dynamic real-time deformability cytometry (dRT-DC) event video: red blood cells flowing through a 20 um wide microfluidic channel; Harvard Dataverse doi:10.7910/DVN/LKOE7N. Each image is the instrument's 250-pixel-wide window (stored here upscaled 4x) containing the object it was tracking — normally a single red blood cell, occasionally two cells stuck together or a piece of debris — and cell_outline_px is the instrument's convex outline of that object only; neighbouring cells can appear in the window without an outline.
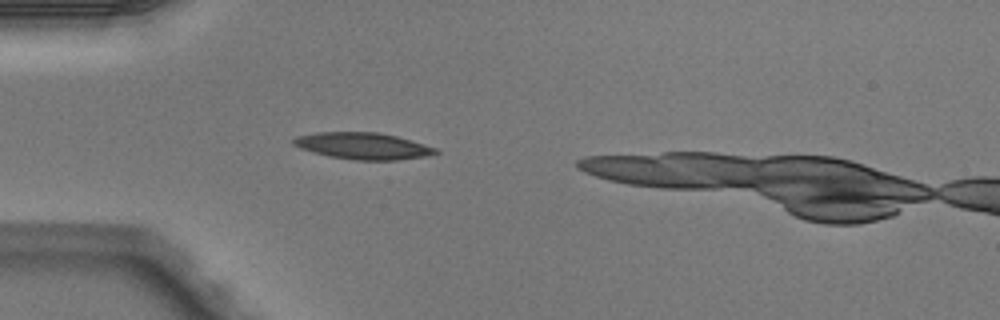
{"species": "Egyptian fruit bat (a non-hibernating species)", "species_latin": "Rousettus aegyptiacus", "temperature_condition": "warm", "stored_images_in_passage": 2, "camera_frame_rate_fps": 3000, "um_per_image_px": 0.085, "animal": {"sex": "male"}, "frame": {"image": 1, "passage_image": 2, "time_ms": 0.333, "image_size_px": [1000, 320], "cell_outline_px": [[440, 152], [428, 156], [396, 160], [356, 160], [328, 156], [300, 148], [292, 144], [292, 140], [296, 136], [316, 132], [380, 132], [412, 140], [436, 148]], "centroid_in_image_um": [30.86, 12.4], "position_along_channel_um": 54.1, "area_um2": 22.14}}